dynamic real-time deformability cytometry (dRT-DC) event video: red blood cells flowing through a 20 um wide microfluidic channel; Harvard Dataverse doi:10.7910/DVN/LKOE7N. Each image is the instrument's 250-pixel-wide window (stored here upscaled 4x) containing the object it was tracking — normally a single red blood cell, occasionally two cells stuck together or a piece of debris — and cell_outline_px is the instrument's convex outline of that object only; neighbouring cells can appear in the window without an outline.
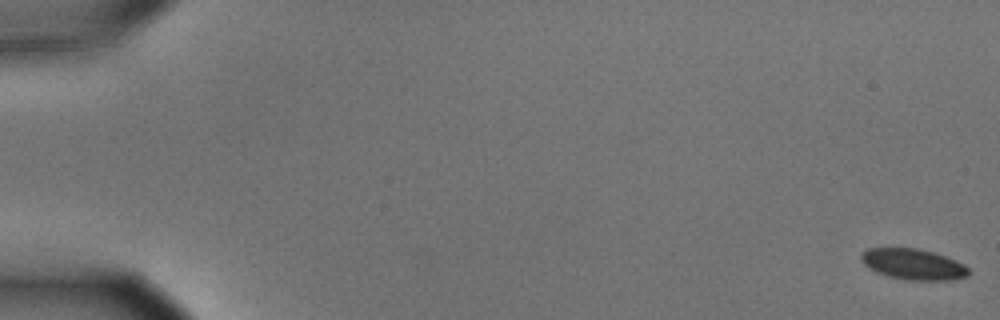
{"species": "common noctule bat (a hibernating species)", "species_latin": "Nyctalus noctula", "temperature_condition": "cold", "stored_images_in_passage": 58, "camera_frame_rate_fps": 3000, "um_per_image_px": 0.085, "animal": {"sex": "male", "body_mass_g": 15.6}, "frame": {"image": 1, "passage_image": 1, "time_ms": 0.0, "image_size_px": [1000, 320], "cell_outline_px": [[968, 276], [952, 280], [904, 280], [888, 276], [876, 272], [868, 268], [860, 260], [860, 256], [868, 248], [916, 248], [932, 252], [956, 260], [964, 264], [968, 268]], "centroid_in_image_um": [77.61, 22.47], "position_along_channel_um": 7.4, "area_um2": 19.31}}
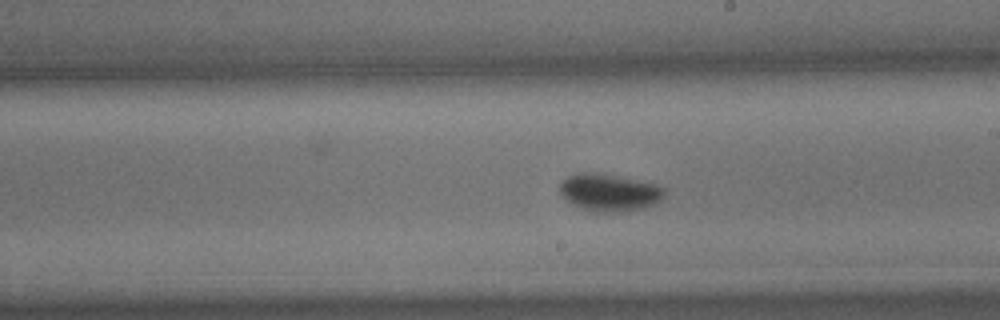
{"frame": {"image": 2, "passage_image": 34, "time_ms": 11.0, "image_size_px": [1000, 320], "cell_outline_px": [[664, 196], [660, 200], [644, 208], [628, 212], [596, 212], [580, 208], [568, 200], [560, 192], [560, 184], [568, 176], [580, 172], [588, 172], [616, 176], [656, 184], [664, 188]], "centroid_in_image_um": [51.8, 16.38], "position_along_channel_um": 237.2, "area_um2": 22.48}}
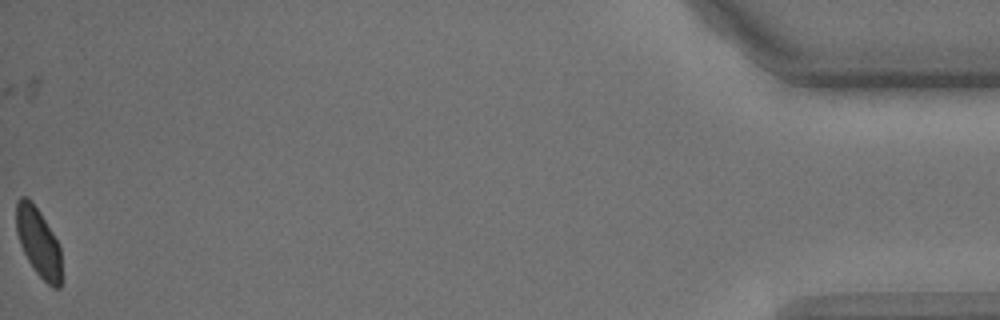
{"frame": {"image": 3, "passage_image": 58, "time_ms": 19.0, "image_size_px": [1000, 320], "cell_outline_px": [[60, 288], [52, 288], [36, 272], [28, 260], [20, 244], [16, 232], [16, 200], [20, 196], [24, 196], [36, 208], [52, 232], [60, 248]], "centroid_in_image_um": [3.24, 20.6], "position_along_channel_um": 432.0, "area_um2": 17.63}, "authors_computed_cell_mechanics": {"area_um2": 20.2589, "velocity_mm_per_s": 3.5526, "shape_relaxation_time_tau1_ms": 4.7256, "shape_relaxation_time_tau2_ms": null, "deformation_change_tau1": 0.1425, "deformation_change_tau2": null}}